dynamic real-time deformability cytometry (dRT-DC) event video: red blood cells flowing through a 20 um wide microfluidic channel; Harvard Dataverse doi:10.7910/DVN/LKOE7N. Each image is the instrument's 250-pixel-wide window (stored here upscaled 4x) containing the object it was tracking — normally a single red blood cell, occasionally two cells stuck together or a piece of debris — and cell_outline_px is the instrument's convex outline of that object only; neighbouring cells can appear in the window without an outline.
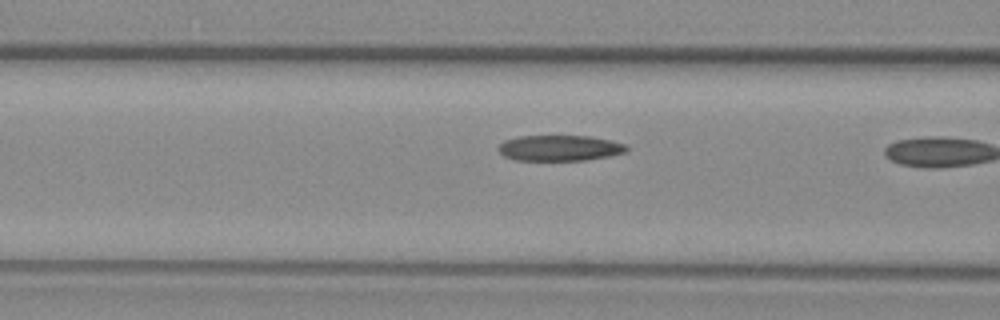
{"species": "common noctule bat (a hibernating species)", "species_latin": "Nyctalus noctula", "temperature_condition": "warm", "stored_images_in_passage": 18, "camera_frame_rate_fps": 3000, "um_per_image_px": 0.085, "animal": {"sex": "female", "body_mass_g": 29.2, "forearm_length_mm": 56.3}, "frame": {"image": 1, "passage_image": 16, "time_ms": 5.0, "image_size_px": [1000, 320], "cell_outline_px": [[628, 152], [588, 160], [512, 160], [504, 156], [496, 148], [504, 140], [520, 136], [592, 136], [612, 140], [624, 144], [628, 148]], "centroid_in_image_um": [47.57, 12.58], "position_along_channel_um": 119.0, "area_um2": 19.36}}